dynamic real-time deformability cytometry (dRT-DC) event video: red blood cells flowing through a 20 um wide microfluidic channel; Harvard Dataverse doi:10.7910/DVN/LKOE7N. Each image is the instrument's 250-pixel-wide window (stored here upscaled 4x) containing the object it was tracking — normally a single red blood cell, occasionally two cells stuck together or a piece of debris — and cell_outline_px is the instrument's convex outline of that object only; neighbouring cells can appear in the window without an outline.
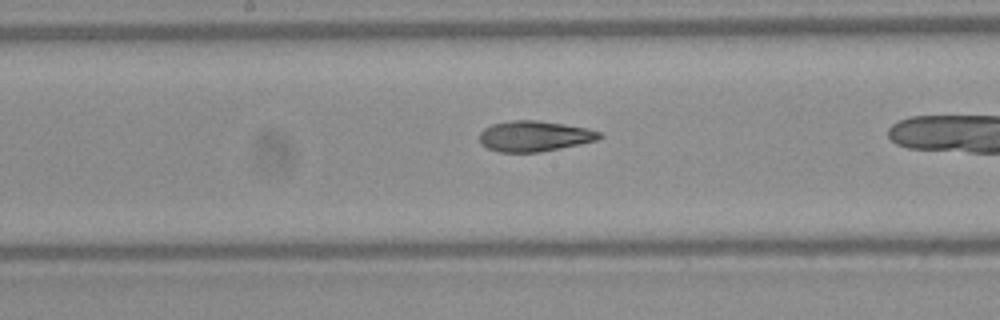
{"species": "Egyptian fruit bat (a non-hibernating species)", "species_latin": "Rousettus aegyptiacus", "temperature_condition": "warm", "stored_images_in_passage": 32, "camera_frame_rate_fps": 3000, "um_per_image_px": 0.085, "frame": {"image": 1, "passage_image": 19, "time_ms": 6.0, "image_size_px": [1000, 320], "cell_outline_px": [[604, 136], [596, 140], [580, 144], [540, 152], [500, 152], [488, 148], [480, 144], [480, 132], [484, 128], [492, 124], [512, 120], [536, 120], [564, 124], [588, 128], [604, 132]], "centroid_in_image_um": [45.45, 11.57], "position_along_channel_um": 202.7, "area_um2": 21.5}}
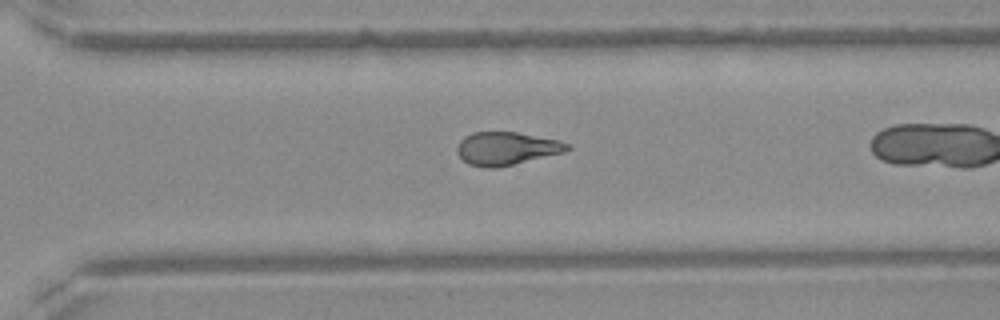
{"frame": {"image": 2, "passage_image": 28, "time_ms": 9.0, "image_size_px": [1000, 320], "cell_outline_px": [[572, 148], [564, 152], [496, 168], [484, 168], [468, 164], [456, 152], [456, 148], [460, 140], [464, 136], [472, 132], [516, 132], [560, 140], [568, 144]], "centroid_in_image_um": [43.03, 12.61], "position_along_channel_um": 327.6, "area_um2": 21.21}}